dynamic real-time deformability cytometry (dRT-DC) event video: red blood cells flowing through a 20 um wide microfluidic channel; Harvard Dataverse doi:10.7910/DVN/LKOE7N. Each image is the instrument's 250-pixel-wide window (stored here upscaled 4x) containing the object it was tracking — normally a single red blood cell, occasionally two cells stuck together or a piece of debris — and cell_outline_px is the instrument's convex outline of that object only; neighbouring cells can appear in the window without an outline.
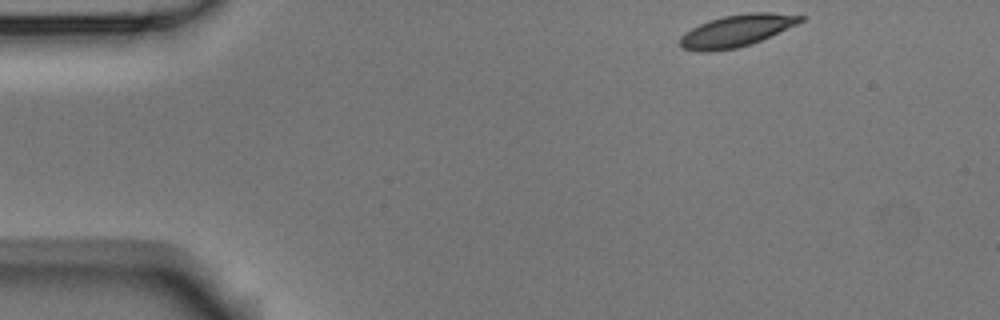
{"species": "Egyptian fruit bat (a non-hibernating species)", "species_latin": "Rousettus aegyptiacus", "temperature_condition": "room temperature", "stored_images_in_passage": 2, "camera_frame_rate_fps": 3000, "um_per_image_px": 0.085, "animal": {"sex": "male"}, "frame": {"image": 1, "passage_image": 1, "time_ms": 0.0, "image_size_px": [1000, 320], "cell_outline_px": [[804, 20], [796, 24], [752, 44], [736, 48], [708, 52], [700, 52], [680, 48], [680, 36], [684, 32], [708, 20], [724, 16], [748, 12], [772, 12], [804, 16]], "centroid_in_image_um": [62.56, 2.61], "position_along_channel_um": 22.4, "area_um2": 22.43}}